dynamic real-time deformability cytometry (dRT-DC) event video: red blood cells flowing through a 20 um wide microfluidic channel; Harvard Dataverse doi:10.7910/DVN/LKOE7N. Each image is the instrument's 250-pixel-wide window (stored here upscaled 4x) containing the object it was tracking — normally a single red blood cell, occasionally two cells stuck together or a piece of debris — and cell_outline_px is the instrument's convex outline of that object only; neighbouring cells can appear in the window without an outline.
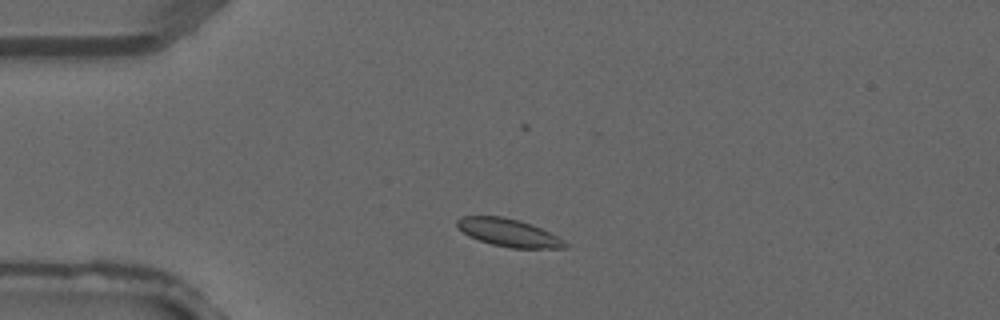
{"species": "common noctule bat (a hibernating species)", "species_latin": "Nyctalus noctula", "temperature_condition": "warm", "stored_images_in_passage": 2, "camera_frame_rate_fps": 3000, "um_per_image_px": 0.085, "animal": {"sex": "male", "forearm_length_mm": 52.5}, "frame": {"image": 1, "passage_image": 1, "time_ms": 0.0, "image_size_px": [1000, 320], "cell_outline_px": [[568, 248], [512, 248], [492, 244], [468, 236], [456, 224], [456, 220], [460, 216], [504, 216], [520, 220], [532, 224], [564, 240], [568, 244]], "centroid_in_image_um": [43.23, 19.77], "position_along_channel_um": 41.8, "area_um2": 17.4}}